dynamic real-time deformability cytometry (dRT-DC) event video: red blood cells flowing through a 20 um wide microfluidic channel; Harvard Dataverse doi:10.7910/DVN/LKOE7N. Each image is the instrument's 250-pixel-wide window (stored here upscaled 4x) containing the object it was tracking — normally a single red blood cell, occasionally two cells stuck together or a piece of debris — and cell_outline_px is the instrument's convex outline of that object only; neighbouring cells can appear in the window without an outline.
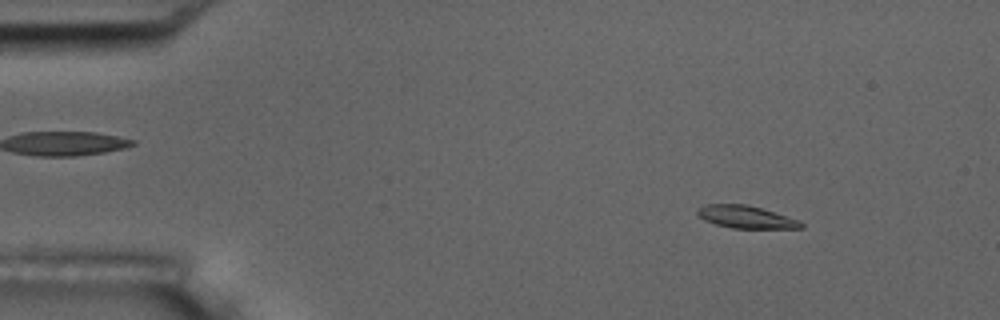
{"species": "common noctule bat (a hibernating species)", "species_latin": "Nyctalus noctula", "temperature_condition": "room temperature", "stored_images_in_passage": 50, "camera_frame_rate_fps": 3000, "um_per_image_px": 0.085, "animal": {"sex": "male", "body_mass_g": 17.5, "forearm_length_mm": 52.3}, "frame": {"image": 1, "passage_image": 1, "time_ms": 0.0, "image_size_px": [1000, 320], "cell_outline_px": [[804, 228], [732, 228], [716, 224], [704, 220], [696, 212], [696, 208], [704, 204], [748, 204], [800, 220], [804, 224]], "centroid_in_image_um": [63.4, 18.43], "position_along_channel_um": 21.6, "area_um2": 13.64}}
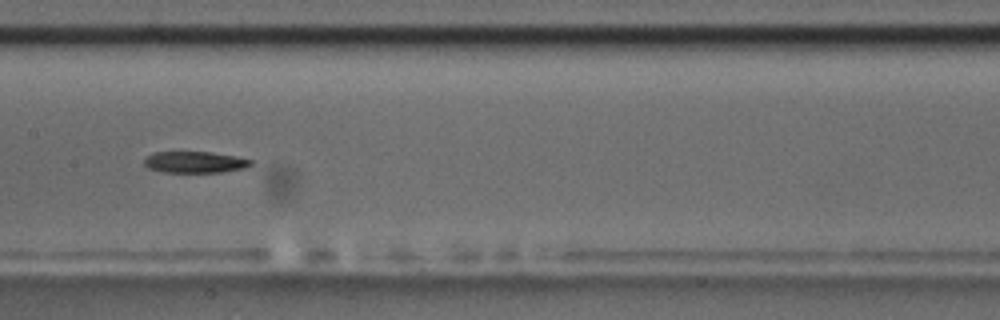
{"frame": {"image": 2, "passage_image": 22, "time_ms": 7.0, "image_size_px": [1000, 320], "cell_outline_px": [[252, 164], [244, 168], [220, 172], [164, 172], [148, 168], [144, 164], [144, 156], [152, 152], [212, 152], [236, 156], [252, 160]], "centroid_in_image_um": [16.52, 13.77], "position_along_channel_um": 190.9, "area_um2": 13.35}}
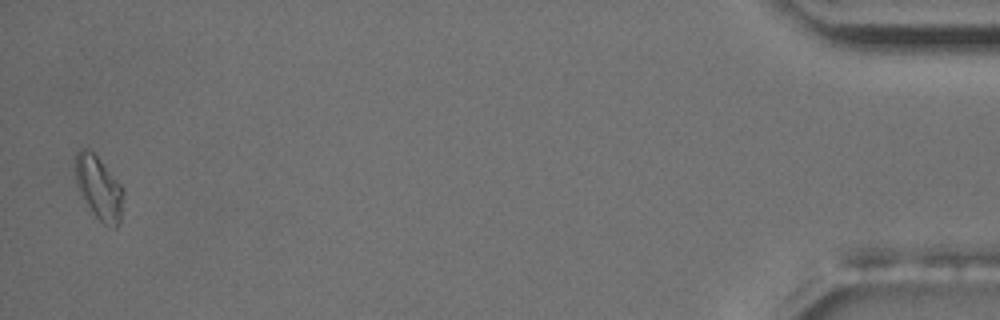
{"frame": {"image": 3, "passage_image": 49, "time_ms": 16.0, "image_size_px": [1000, 320], "cell_outline_px": [[124, 192], [120, 224], [116, 228], [112, 228], [104, 224], [92, 212], [80, 192], [76, 184], [76, 152], [80, 148], [84, 148], [92, 152], [96, 156], [120, 184]], "centroid_in_image_um": [8.42, 16.01], "position_along_channel_um": 426.8, "area_um2": 17.4}, "authors_computed_cell_mechanics": {"area_um2": 14.3344, "velocity_mm_per_s": 3.6053, "shape_relaxation_time_tau1_ms": 7.9648, "shape_relaxation_time_tau2_ms": 5.2896, "deformation_change_tau1": 0.176, "deformation_change_tau2": 0.1375}}